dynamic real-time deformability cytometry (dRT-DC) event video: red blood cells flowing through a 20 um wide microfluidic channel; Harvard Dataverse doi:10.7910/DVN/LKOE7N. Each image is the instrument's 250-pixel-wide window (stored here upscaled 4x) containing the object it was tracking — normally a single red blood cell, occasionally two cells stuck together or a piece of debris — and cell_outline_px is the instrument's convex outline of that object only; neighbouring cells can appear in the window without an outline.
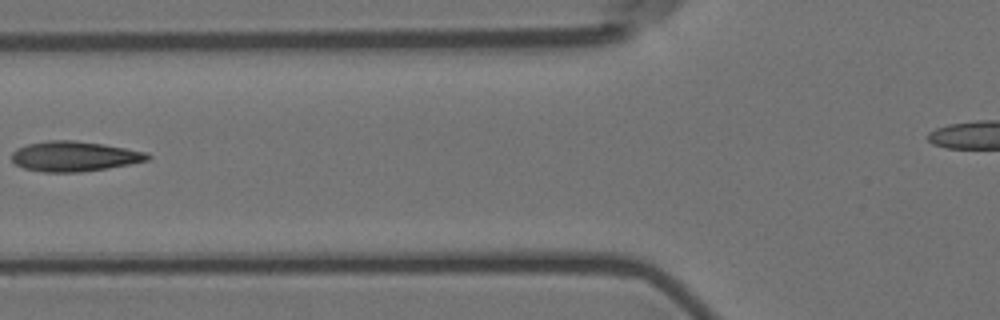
{"species": "Egyptian fruit bat (a non-hibernating species)", "species_latin": "Rousettus aegyptiacus", "temperature_condition": "room temperature", "stored_images_in_passage": 8, "camera_frame_rate_fps": 3000, "um_per_image_px": 0.085, "animal": {"sex": "female"}, "frame": {"image": 1, "passage_image": 7, "time_ms": 7.333, "image_size_px": [1000, 320], "cell_outline_px": [[152, 156], [148, 160], [108, 168], [80, 172], [44, 172], [24, 168], [16, 164], [12, 160], [12, 152], [16, 148], [28, 144], [48, 140], [76, 140], [104, 144], [148, 152]], "centroid_in_image_um": [6.32, 13.28], "position_along_channel_um": 119.5, "area_um2": 23.87}}
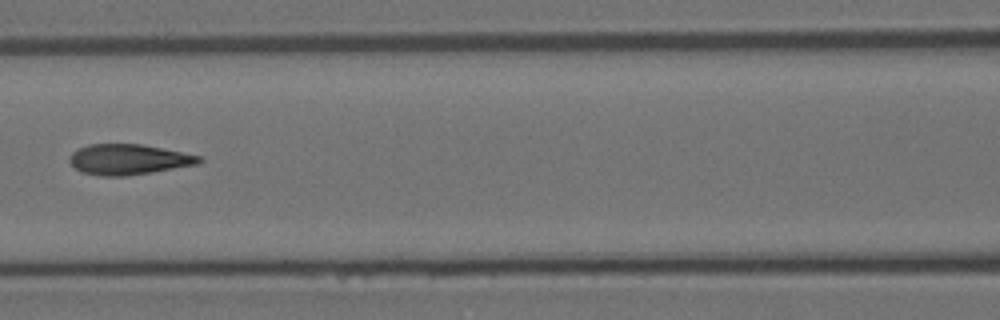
{"frame": {"image": 2, "passage_image": 8, "time_ms": 8.333, "image_size_px": [1000, 320], "cell_outline_px": [[204, 160], [200, 164], [152, 172], [124, 176], [100, 176], [80, 172], [68, 160], [72, 152], [88, 144], [140, 144], [200, 156]], "centroid_in_image_um": [10.92, 13.56], "position_along_channel_um": 155.7, "area_um2": 22.89}}